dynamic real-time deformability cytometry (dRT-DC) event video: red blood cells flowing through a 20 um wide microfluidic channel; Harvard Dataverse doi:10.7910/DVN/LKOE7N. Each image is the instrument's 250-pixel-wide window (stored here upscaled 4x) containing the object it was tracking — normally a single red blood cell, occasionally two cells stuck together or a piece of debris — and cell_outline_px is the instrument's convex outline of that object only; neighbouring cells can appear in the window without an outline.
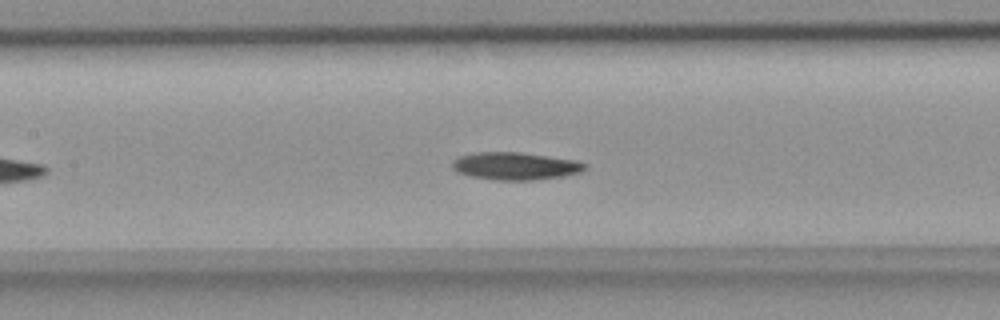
{"species": "common noctule bat (a hibernating species)", "species_latin": "Nyctalus noctula", "temperature_condition": "room temperature", "stored_images_in_passage": 34, "camera_frame_rate_fps": 3000, "um_per_image_px": 0.085, "animal": {"sex": "female", "body_mass_g": 18.4}, "frame": {"image": 1, "passage_image": 14, "time_ms": 4.333, "image_size_px": [1000, 320], "cell_outline_px": [[588, 168], [580, 172], [564, 176], [536, 180], [496, 180], [472, 176], [456, 172], [452, 168], [452, 160], [460, 156], [476, 152], [520, 152], [576, 160], [588, 164]], "centroid_in_image_um": [43.82, 14.11], "position_along_channel_um": 163.6, "area_um2": 21.44}}
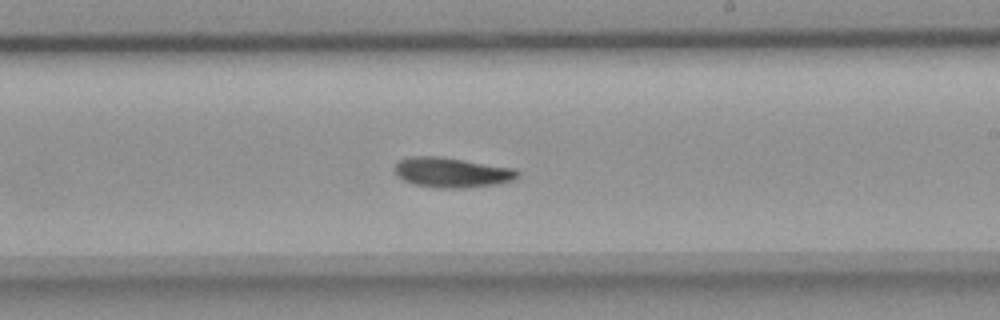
{"frame": {"image": 2, "passage_image": 21, "time_ms": 6.667, "image_size_px": [1000, 320], "cell_outline_px": [[520, 176], [516, 180], [496, 184], [468, 188], [440, 188], [416, 184], [404, 180], [396, 176], [392, 168], [400, 160], [412, 156], [440, 156], [512, 168], [520, 172]], "centroid_in_image_um": [38.41, 14.66], "position_along_channel_um": 250.6, "area_um2": 21.56}}
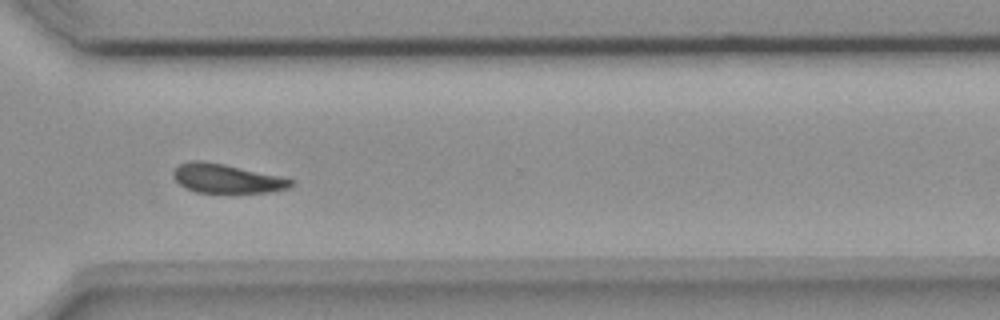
{"frame": {"image": 3, "passage_image": 29, "time_ms": 9.333, "image_size_px": [1000, 320], "cell_outline_px": [[296, 184], [288, 188], [272, 192], [196, 192], [184, 188], [172, 176], [172, 172], [180, 164], [192, 160], [204, 160], [284, 176], [296, 180]], "centroid_in_image_um": [19.33, 15.16], "position_along_channel_um": 351.3, "area_um2": 20.23}, "authors_computed_cell_mechanics": {"area_um2": 20.8947, "velocity_mm_per_s": 3.7474, "shape_relaxation_time_tau1_ms": 7.9587, "shape_relaxation_time_tau2_ms": null, "deformation_change_tau1": 0.1557, "deformation_change_tau2": null}}